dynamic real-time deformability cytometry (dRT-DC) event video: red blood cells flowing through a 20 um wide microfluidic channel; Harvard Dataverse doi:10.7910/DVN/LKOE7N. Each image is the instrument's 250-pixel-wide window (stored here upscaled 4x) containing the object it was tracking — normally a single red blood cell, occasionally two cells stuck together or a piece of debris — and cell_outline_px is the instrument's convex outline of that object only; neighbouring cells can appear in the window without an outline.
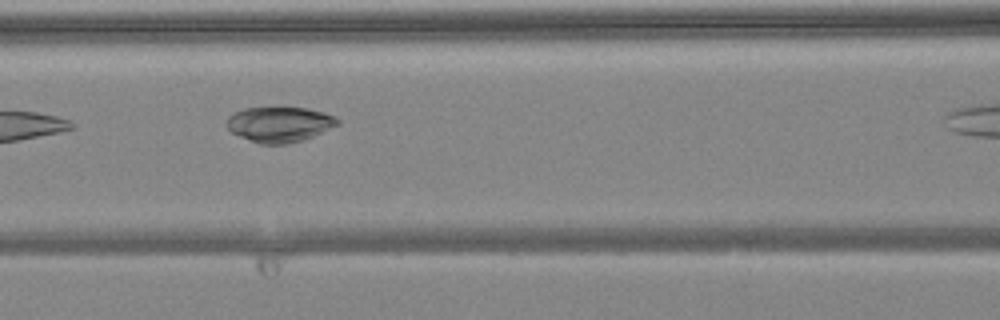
{"species": "common noctule bat (a hibernating species)", "species_latin": "Nyctalus noctula", "temperature_condition": "warm", "stored_images_in_passage": 9, "segment_of_instrument_passage": [1, 2], "camera_frame_rate_fps": 3000, "um_per_image_px": 0.085, "animal": {"sex": "female", "body_mass_g": 24.6, "forearm_length_mm": 56.2}, "frame": {"image": 1, "passage_image": 7, "time_ms": 2.0, "image_size_px": [1000, 320], "cell_outline_px": [[340, 124], [312, 136], [300, 140], [284, 144], [260, 144], [240, 136], [232, 132], [228, 128], [228, 116], [244, 108], [304, 108], [324, 112], [336, 116], [340, 120]], "centroid_in_image_um": [23.79, 10.56], "position_along_channel_um": 142.8, "area_um2": 22.43}}
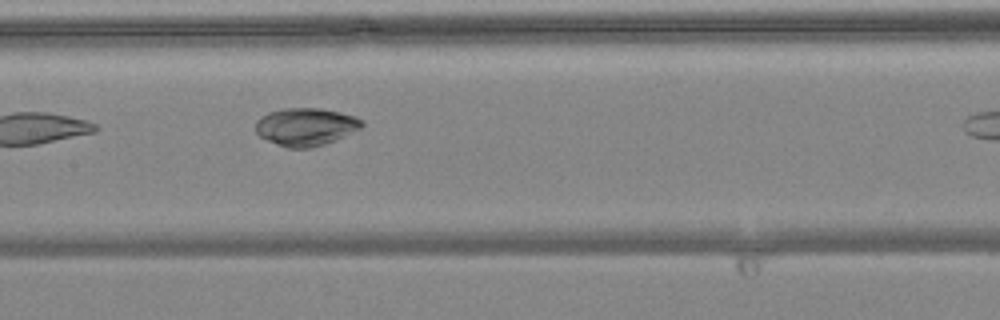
{"frame": {"image": 2, "passage_image": 8, "time_ms": 2.333, "image_size_px": [1000, 320], "cell_outline_px": [[364, 124], [360, 128], [344, 136], [324, 144], [308, 148], [288, 148], [276, 144], [260, 136], [256, 132], [256, 120], [260, 116], [268, 112], [284, 108], [320, 108], [352, 116], [364, 120]], "centroid_in_image_um": [25.95, 10.77], "position_along_channel_um": 181.4, "area_um2": 23.18}}